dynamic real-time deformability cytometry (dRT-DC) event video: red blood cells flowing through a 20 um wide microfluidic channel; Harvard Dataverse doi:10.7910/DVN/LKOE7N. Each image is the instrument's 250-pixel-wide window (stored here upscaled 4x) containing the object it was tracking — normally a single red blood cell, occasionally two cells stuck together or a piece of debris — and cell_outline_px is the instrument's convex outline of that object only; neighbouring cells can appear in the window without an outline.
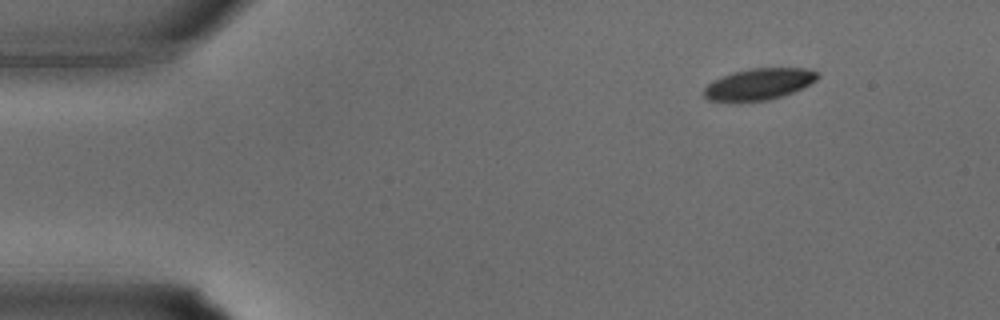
{"species": "common noctule bat (a hibernating species)", "species_latin": "Nyctalus noctula", "temperature_condition": "warm", "stored_images_in_passage": 31, "camera_frame_rate_fps": 3000, "um_per_image_px": 0.085, "animal": {"sex": "male", "body_mass_g": 15.6}, "frame": {"image": 1, "passage_image": 1, "time_ms": 0.0, "image_size_px": [1000, 320], "cell_outline_px": [[820, 76], [816, 80], [792, 92], [768, 100], [708, 100], [700, 92], [708, 84], [732, 72], [752, 68], [804, 68], [816, 72]], "centroid_in_image_um": [64.49, 7.13], "position_along_channel_um": 20.5, "area_um2": 20.23}}
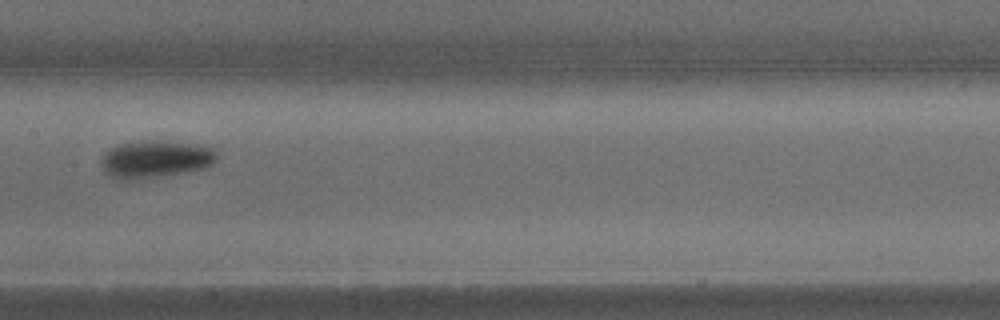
{"frame": {"image": 2, "passage_image": 14, "time_ms": 4.333, "image_size_px": [1000, 320], "cell_outline_px": [[216, 160], [212, 164], [204, 168], [188, 172], [128, 180], [120, 180], [104, 172], [104, 156], [112, 148], [120, 144], [144, 140], [168, 140], [200, 144], [212, 148], [216, 152]], "centroid_in_image_um": [13.29, 13.51], "position_along_channel_um": 194.1, "area_um2": 25.03}}
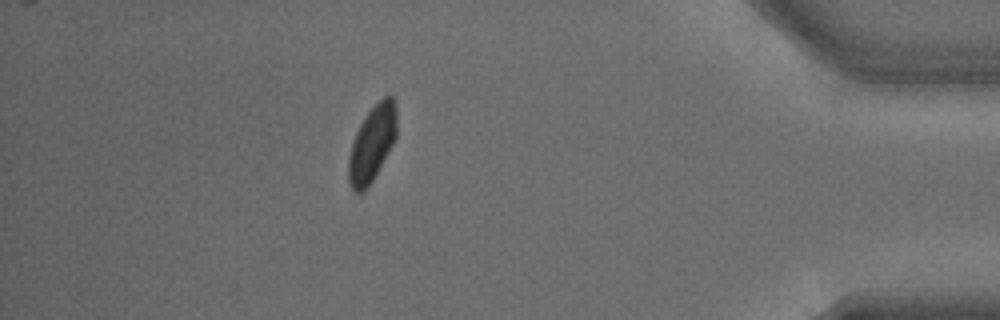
{"frame": {"image": 3, "passage_image": 27, "time_ms": 8.667, "image_size_px": [1000, 320], "cell_outline_px": [[396, 136], [392, 144], [372, 180], [364, 192], [356, 192], [352, 188], [348, 180], [348, 156], [356, 132], [360, 124], [368, 112], [384, 96], [392, 96], [396, 104]], "centroid_in_image_um": [31.61, 12.2], "position_along_channel_um": 403.6, "area_um2": 20.81}}